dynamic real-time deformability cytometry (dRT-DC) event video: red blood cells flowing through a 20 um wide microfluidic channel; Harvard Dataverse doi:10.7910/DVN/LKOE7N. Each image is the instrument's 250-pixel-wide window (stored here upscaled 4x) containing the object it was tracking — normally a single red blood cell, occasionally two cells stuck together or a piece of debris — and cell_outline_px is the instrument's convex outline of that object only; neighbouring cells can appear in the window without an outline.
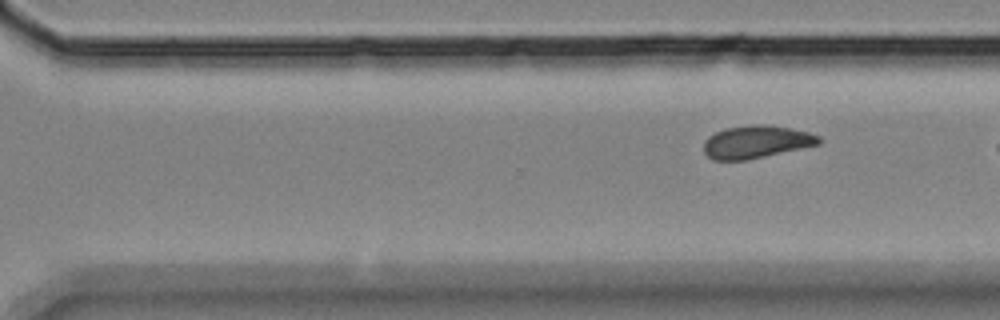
{"species": "Egyptian fruit bat (a non-hibernating species)", "species_latin": "Rousettus aegyptiacus", "temperature_condition": "room temperature", "stored_images_in_passage": 11, "segment_of_instrument_passage": [2, 2], "camera_frame_rate_fps": 3000, "um_per_image_px": 0.085, "animal": {"sex": "female"}, "frame": {"image": 1, "passage_image": 11, "time_ms": 13.333, "image_size_px": [1000, 320], "cell_outline_px": [[824, 140], [820, 144], [748, 160], [712, 160], [704, 152], [704, 140], [708, 136], [724, 128], [752, 124], [760, 124], [788, 128], [808, 132], [820, 136]], "centroid_in_image_um": [64.28, 12.06], "position_along_channel_um": 306.3, "area_um2": 22.02}}